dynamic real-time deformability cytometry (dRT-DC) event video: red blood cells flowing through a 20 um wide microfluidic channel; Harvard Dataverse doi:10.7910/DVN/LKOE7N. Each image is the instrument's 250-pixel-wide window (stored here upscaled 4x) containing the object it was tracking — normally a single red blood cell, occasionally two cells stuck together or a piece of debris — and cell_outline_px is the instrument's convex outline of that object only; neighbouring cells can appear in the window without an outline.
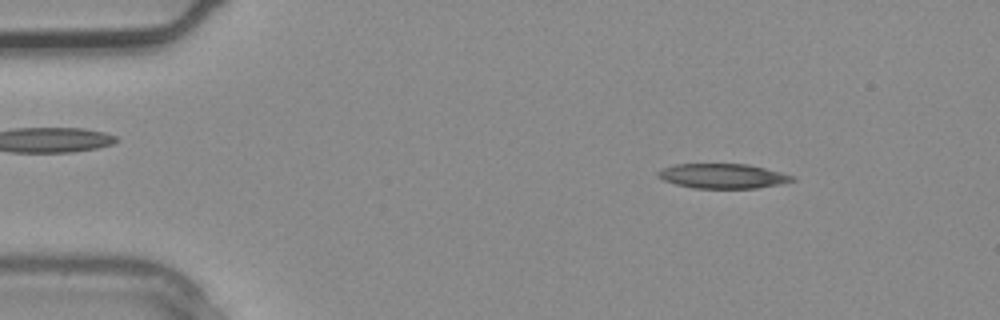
{"species": "common noctule bat (a hibernating species)", "species_latin": "Nyctalus noctula", "temperature_condition": "warm", "stored_images_in_passage": 3, "camera_frame_rate_fps": 3000, "um_per_image_px": 0.085, "animal": {"sex": "male", "body_mass_g": 20.4}, "frame": {"image": 1, "passage_image": 1, "time_ms": 0.0, "image_size_px": [1000, 320], "cell_outline_px": [[796, 180], [780, 184], [756, 188], [696, 188], [676, 184], [664, 180], [656, 176], [656, 172], [660, 168], [676, 164], [748, 164], [796, 176]], "centroid_in_image_um": [61.42, 14.96], "position_along_channel_um": 23.6, "area_um2": 19.36}}